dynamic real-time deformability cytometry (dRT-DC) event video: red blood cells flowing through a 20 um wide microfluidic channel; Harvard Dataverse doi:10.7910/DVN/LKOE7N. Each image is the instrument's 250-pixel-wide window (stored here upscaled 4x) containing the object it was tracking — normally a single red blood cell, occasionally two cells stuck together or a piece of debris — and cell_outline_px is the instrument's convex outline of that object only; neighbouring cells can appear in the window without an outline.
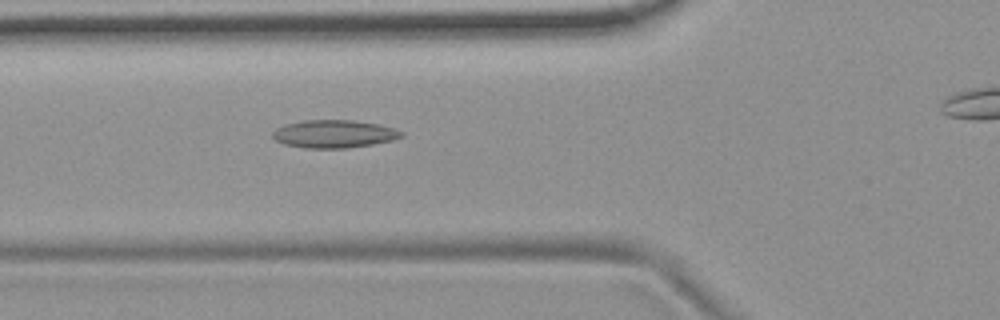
{"species": "common noctule bat (a hibernating species)", "species_latin": "Nyctalus noctula", "temperature_condition": "room temperature", "stored_images_in_passage": 48, "camera_frame_rate_fps": 3000, "um_per_image_px": 0.085, "animal": {"sex": "female", "body_mass_g": 19.9}, "frame": {"image": 1, "passage_image": 20, "time_ms": 6.333, "image_size_px": [1000, 320], "cell_outline_px": [[404, 136], [392, 140], [372, 144], [348, 148], [304, 148], [284, 144], [276, 140], [272, 136], [272, 132], [276, 128], [284, 124], [304, 120], [352, 120], [376, 124], [392, 128], [404, 132]], "centroid_in_image_um": [28.36, 11.38], "position_along_channel_um": 97.4, "area_um2": 20.87}}
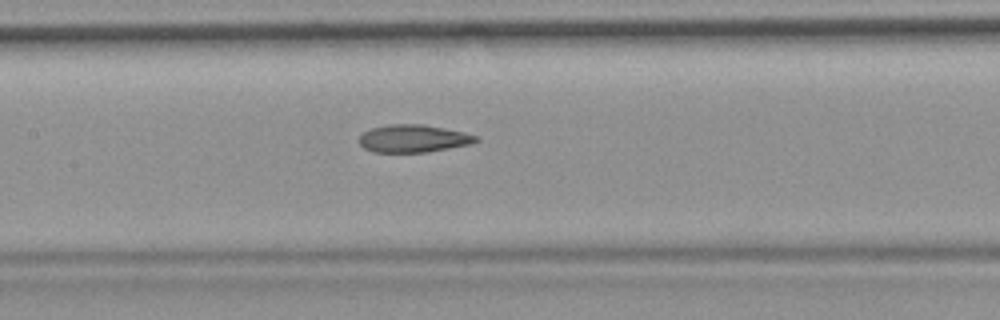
{"frame": {"image": 2, "passage_image": 26, "time_ms": 8.333, "image_size_px": [1000, 320], "cell_outline_px": [[480, 140], [472, 144], [424, 152], [372, 152], [364, 148], [360, 144], [360, 136], [364, 132], [372, 128], [388, 124], [424, 124], [464, 132], [476, 136]], "centroid_in_image_um": [35.14, 11.77], "position_along_channel_um": 172.3, "area_um2": 18.73}}
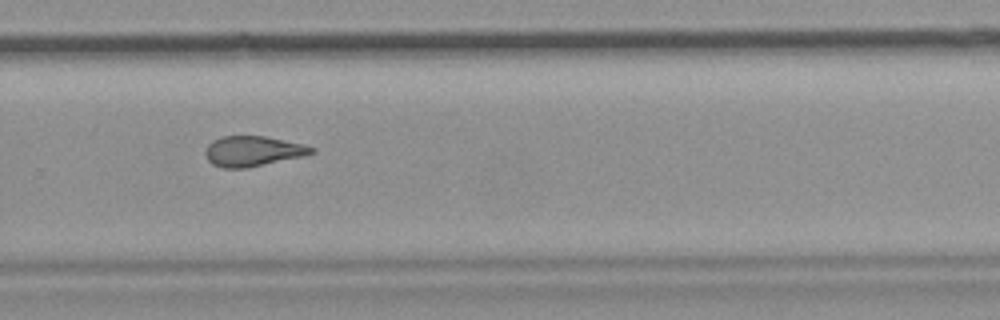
{"frame": {"image": 3, "passage_image": 37, "time_ms": 12.0, "image_size_px": [1000, 320], "cell_outline_px": [[316, 152], [304, 156], [244, 168], [224, 168], [212, 164], [208, 160], [204, 152], [208, 144], [212, 140], [220, 136], [264, 136], [304, 144], [316, 148]], "centroid_in_image_um": [21.49, 12.84], "position_along_channel_um": 308.3, "area_um2": 18.73}}